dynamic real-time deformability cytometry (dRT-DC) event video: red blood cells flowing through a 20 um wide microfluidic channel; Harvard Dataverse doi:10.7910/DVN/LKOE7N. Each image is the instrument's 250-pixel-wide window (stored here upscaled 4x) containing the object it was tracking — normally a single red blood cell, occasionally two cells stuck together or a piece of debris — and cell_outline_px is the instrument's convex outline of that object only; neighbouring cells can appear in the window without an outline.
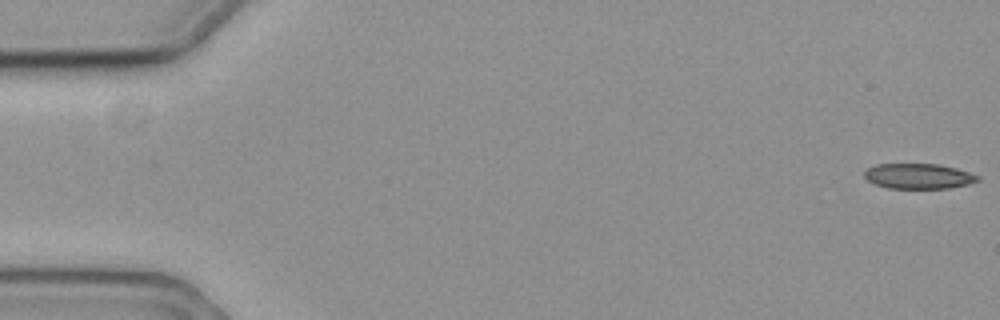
{"species": "common noctule bat (a hibernating species)", "species_latin": "Nyctalus noctula", "temperature_condition": "cold", "stored_images_in_passage": 14, "camera_frame_rate_fps": 3000, "um_per_image_px": 0.085, "animal": {"sex": "female", "body_mass_g": 19.3, "forearm_length_mm": 54.1}, "frame": {"image": 1, "passage_image": 1, "time_ms": 0.0, "image_size_px": [1000, 320], "cell_outline_px": [[980, 180], [968, 184], [948, 188], [888, 188], [876, 184], [868, 180], [864, 176], [864, 172], [868, 168], [876, 164], [940, 164], [956, 168], [980, 176]], "centroid_in_image_um": [78.09, 14.97], "position_along_channel_um": 6.9, "area_um2": 16.59}}